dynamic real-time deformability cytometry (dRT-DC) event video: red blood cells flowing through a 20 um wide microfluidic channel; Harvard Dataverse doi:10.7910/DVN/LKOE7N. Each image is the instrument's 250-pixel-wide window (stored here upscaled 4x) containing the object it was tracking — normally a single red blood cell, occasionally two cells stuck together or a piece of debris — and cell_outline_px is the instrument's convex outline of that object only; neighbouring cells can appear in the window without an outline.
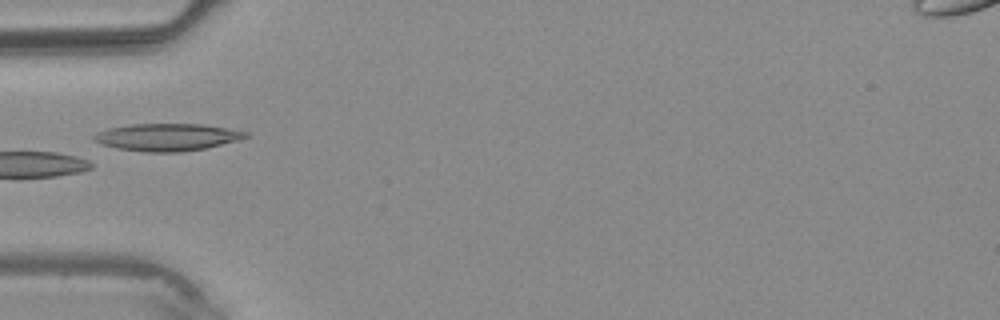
{"species": "common noctule bat (a hibernating species)", "species_latin": "Nyctalus noctula", "temperature_condition": "warm", "stored_images_in_passage": 3, "camera_frame_rate_fps": 3000, "um_per_image_px": 0.085, "animal": {"sex": "male", "body_mass_g": 20.4}, "frame": {"image": 1, "passage_image": 3, "time_ms": 2.333, "image_size_px": [1000, 320], "cell_outline_px": [[252, 136], [240, 140], [204, 148], [180, 152], [144, 152], [116, 148], [100, 144], [92, 136], [96, 132], [108, 128], [132, 124], [204, 124], [228, 128], [248, 132]], "centroid_in_image_um": [14.23, 11.65], "position_along_channel_um": 70.8, "area_um2": 24.28}}